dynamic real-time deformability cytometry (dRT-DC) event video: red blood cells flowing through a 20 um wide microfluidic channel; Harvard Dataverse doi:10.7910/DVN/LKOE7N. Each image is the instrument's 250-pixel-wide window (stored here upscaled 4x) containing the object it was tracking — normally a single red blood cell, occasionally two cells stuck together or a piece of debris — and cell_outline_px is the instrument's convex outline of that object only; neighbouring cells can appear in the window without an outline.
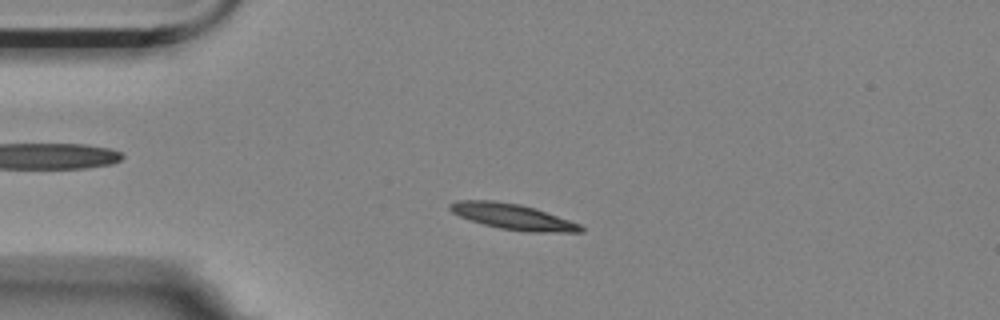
{"species": "Egyptian fruit bat (a non-hibernating species)", "species_latin": "Rousettus aegyptiacus", "temperature_condition": "room temperature", "stored_images_in_passage": 48, "camera_frame_rate_fps": 3000, "um_per_image_px": 0.085, "animal": {"sex": "female"}, "frame": {"image": 1, "passage_image": 4, "time_ms": 1.0, "image_size_px": [1000, 320], "cell_outline_px": [[584, 232], [524, 232], [500, 228], [468, 220], [452, 212], [448, 208], [448, 204], [456, 200], [492, 200], [520, 204], [536, 208], [580, 224], [584, 228]], "centroid_in_image_um": [43.57, 18.41], "position_along_channel_um": 41.4, "area_um2": 19.71}}
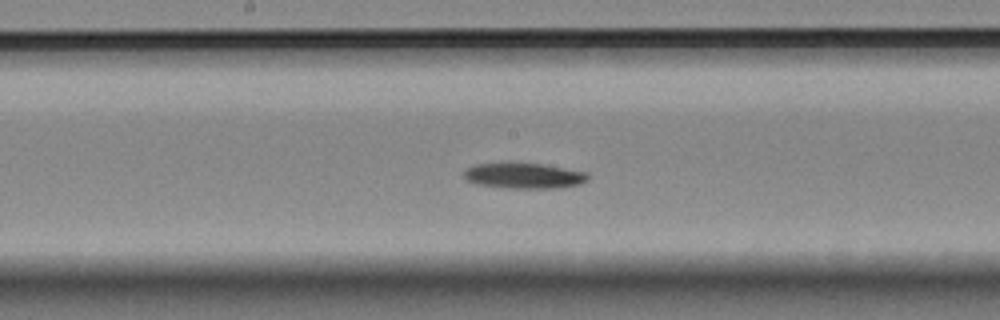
{"frame": {"image": 2, "passage_image": 20, "time_ms": 6.333, "image_size_px": [1000, 320], "cell_outline_px": [[588, 180], [580, 184], [560, 188], [504, 188], [476, 184], [468, 180], [464, 176], [464, 172], [468, 168], [476, 164], [540, 164], [588, 172]], "centroid_in_image_um": [44.58, 14.96], "position_along_channel_um": 203.6, "area_um2": 18.15}}
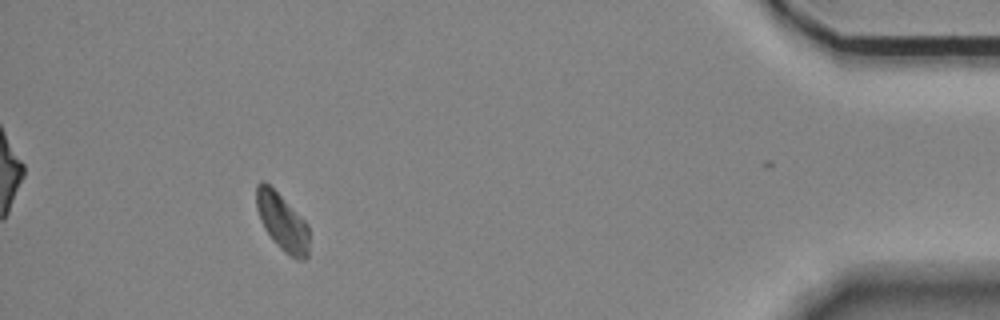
{"frame": {"image": 3, "passage_image": 43, "time_ms": 14.0, "image_size_px": [1000, 320], "cell_outline_px": [[308, 256], [304, 260], [296, 260], [280, 248], [276, 244], [264, 228], [260, 220], [256, 208], [256, 184], [260, 180], [264, 180], [308, 224]], "centroid_in_image_um": [23.97, 18.88], "position_along_channel_um": 411.2, "area_um2": 17.4}, "authors_computed_cell_mechanics": {"area_um2": 18.0047, "velocity_mm_per_s": 3.4695, "shape_relaxation_time_tau1_ms": 6.5073, "shape_relaxation_time_tau2_ms": null, "deformation_change_tau1": 0.1298, "deformation_change_tau2": null}}